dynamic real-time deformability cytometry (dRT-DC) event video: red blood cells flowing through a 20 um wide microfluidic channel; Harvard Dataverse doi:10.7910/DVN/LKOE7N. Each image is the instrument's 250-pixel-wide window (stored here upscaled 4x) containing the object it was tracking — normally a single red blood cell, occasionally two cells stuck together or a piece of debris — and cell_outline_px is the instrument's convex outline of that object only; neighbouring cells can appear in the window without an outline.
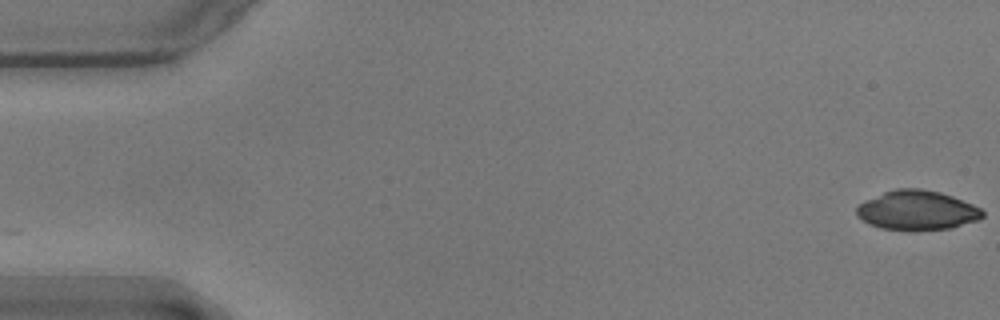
{"species": "common noctule bat (a hibernating species)", "species_latin": "Nyctalus noctula", "temperature_condition": "warm", "stored_images_in_passage": 56, "camera_frame_rate_fps": 3000, "um_per_image_px": 0.085, "animal": {"sex": "male", "body_mass_g": 17.9}, "frame": {"image": 1, "passage_image": 1, "time_ms": 0.0, "image_size_px": [1000, 320], "cell_outline_px": [[984, 216], [980, 220], [952, 228], [916, 232], [908, 232], [880, 228], [868, 224], [856, 216], [856, 208], [864, 200], [884, 192], [896, 188], [920, 188], [940, 192], [952, 196], [972, 204], [980, 208], [984, 212]], "centroid_in_image_um": [77.94, 17.91], "position_along_channel_um": 7.1, "area_um2": 29.71}}